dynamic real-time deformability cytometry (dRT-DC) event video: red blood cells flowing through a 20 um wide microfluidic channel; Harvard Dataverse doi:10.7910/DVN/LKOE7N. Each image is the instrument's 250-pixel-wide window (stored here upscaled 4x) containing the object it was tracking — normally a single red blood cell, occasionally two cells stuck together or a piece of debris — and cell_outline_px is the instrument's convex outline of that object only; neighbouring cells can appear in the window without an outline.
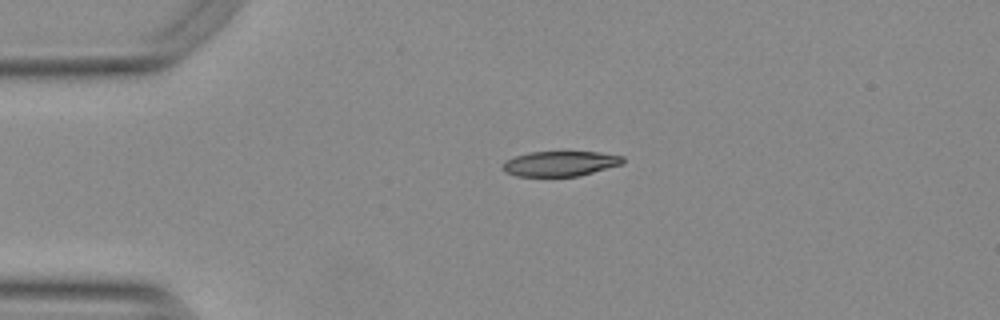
{"species": "Egyptian fruit bat (a non-hibernating species)", "species_latin": "Rousettus aegyptiacus", "temperature_condition": "warm", "stored_images_in_passage": 43, "camera_frame_rate_fps": 3000, "um_per_image_px": 0.085, "animal": {"sex": "female"}, "frame": {"image": 1, "passage_image": 1, "time_ms": 0.0, "image_size_px": [1000, 320], "cell_outline_px": [[624, 164], [580, 176], [516, 176], [504, 172], [500, 168], [500, 164], [504, 160], [528, 152], [600, 152], [624, 156]], "centroid_in_image_um": [47.59, 13.91], "position_along_channel_um": 37.4, "area_um2": 17.92}}
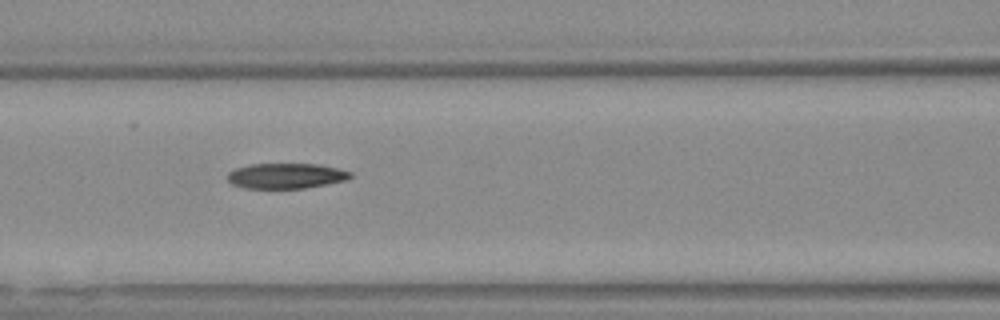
{"frame": {"image": 2, "passage_image": 12, "time_ms": 3.667, "image_size_px": [1000, 320], "cell_outline_px": [[352, 176], [344, 180], [304, 188], [244, 188], [232, 184], [228, 180], [228, 172], [236, 168], [248, 164], [316, 164], [336, 168], [352, 172]], "centroid_in_image_um": [24.26, 14.94], "position_along_channel_um": 142.3, "area_um2": 17.92}}
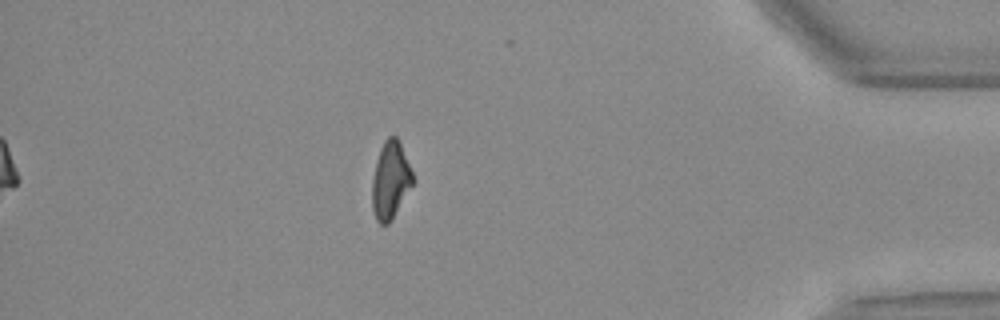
{"frame": {"image": 3, "passage_image": 36, "time_ms": 11.667, "image_size_px": [1000, 320], "cell_outline_px": [[412, 184], [388, 224], [380, 224], [376, 220], [372, 208], [372, 180], [376, 160], [380, 148], [384, 140], [388, 136], [396, 136], [400, 140], [412, 172]], "centroid_in_image_um": [33.16, 15.27], "position_along_channel_um": 402.0, "area_um2": 18.03}, "authors_computed_cell_mechanics": {"area_um2": 18.9584, "velocity_mm_per_s": 3.7926, "shape_relaxation_time_tau1_ms": null, "shape_relaxation_time_tau2_ms": 7.2592, "deformation_change_tau1": null, "deformation_change_tau2": 0.1739}}